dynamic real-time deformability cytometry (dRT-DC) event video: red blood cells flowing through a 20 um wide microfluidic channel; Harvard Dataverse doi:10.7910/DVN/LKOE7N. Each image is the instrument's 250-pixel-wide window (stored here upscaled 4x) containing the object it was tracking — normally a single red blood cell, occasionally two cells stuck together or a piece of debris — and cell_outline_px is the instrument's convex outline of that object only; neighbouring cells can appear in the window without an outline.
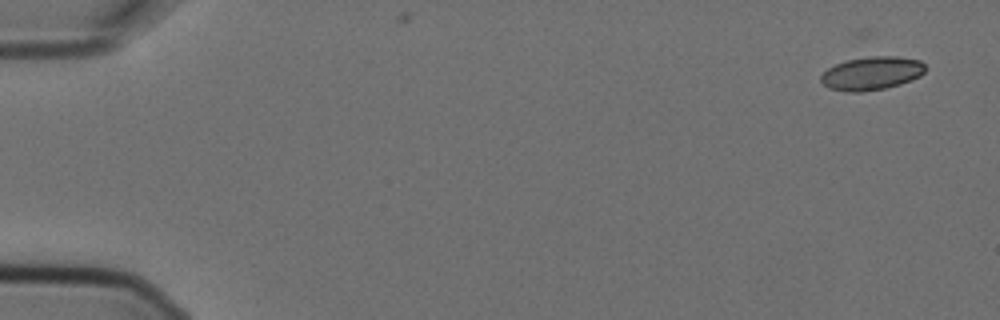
{"species": "Egyptian fruit bat (a non-hibernating species)", "species_latin": "Rousettus aegyptiacus", "temperature_condition": "cold", "stored_images_in_passage": 2, "camera_frame_rate_fps": 3000, "um_per_image_px": 0.085, "animal": {"sex": "female"}, "frame": {"image": 1, "passage_image": 1, "time_ms": 0.0, "image_size_px": [1000, 320], "cell_outline_px": [[924, 72], [920, 76], [912, 80], [900, 84], [884, 88], [860, 92], [848, 92], [828, 88], [820, 80], [820, 76], [828, 68], [836, 64], [848, 60], [872, 56], [896, 56], [920, 60], [924, 64]], "centroid_in_image_um": [74.09, 6.23], "position_along_channel_um": 10.9, "area_um2": 20.17}}